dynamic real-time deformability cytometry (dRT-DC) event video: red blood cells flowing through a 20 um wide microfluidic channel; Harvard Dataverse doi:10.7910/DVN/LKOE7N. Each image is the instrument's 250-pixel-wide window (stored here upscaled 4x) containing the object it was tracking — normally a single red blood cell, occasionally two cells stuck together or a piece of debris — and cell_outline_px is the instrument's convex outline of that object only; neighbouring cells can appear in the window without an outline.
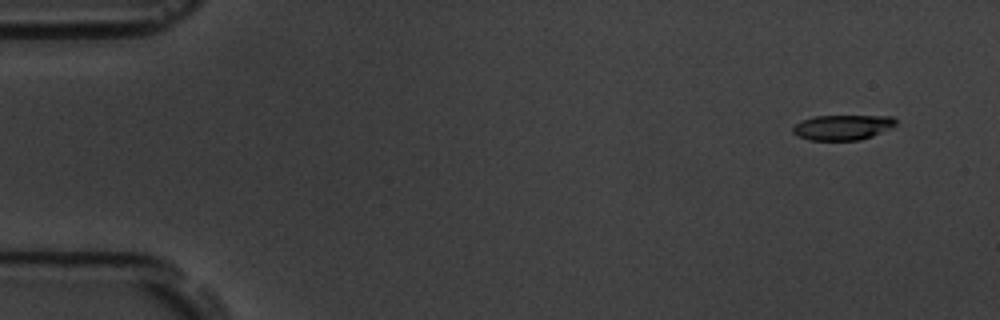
{"species": "common noctule bat (a hibernating species)", "species_latin": "Nyctalus noctula", "temperature_condition": "room temperature", "stored_images_in_passage": 6, "camera_frame_rate_fps": 3000, "um_per_image_px": 0.085, "animal": {"sex": "male", "body_mass_g": 19.5, "forearm_length_mm": 54.6}, "frame": {"image": 1, "passage_image": 1, "time_ms": 0.0, "image_size_px": [1000, 320], "cell_outline_px": [[896, 124], [892, 128], [872, 136], [860, 140], [808, 140], [792, 132], [792, 128], [800, 120], [812, 116], [892, 116], [896, 120]], "centroid_in_image_um": [71.62, 10.82], "position_along_channel_um": 13.4, "area_um2": 15.14}}
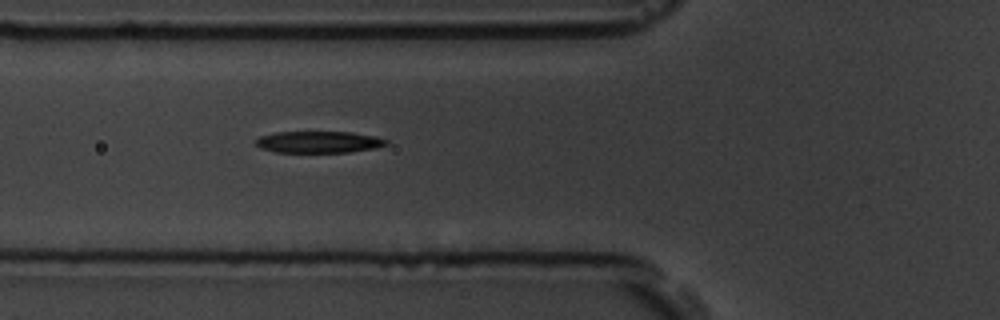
{"frame": {"image": 2, "passage_image": 6, "time_ms": 1.667, "image_size_px": [1000, 320], "cell_outline_px": [[388, 144], [376, 148], [348, 152], [276, 152], [260, 148], [256, 144], [256, 140], [260, 136], [276, 132], [352, 132], [376, 136], [388, 140]], "centroid_in_image_um": [27.12, 12.07], "position_along_channel_um": 98.7, "area_um2": 16.47}}